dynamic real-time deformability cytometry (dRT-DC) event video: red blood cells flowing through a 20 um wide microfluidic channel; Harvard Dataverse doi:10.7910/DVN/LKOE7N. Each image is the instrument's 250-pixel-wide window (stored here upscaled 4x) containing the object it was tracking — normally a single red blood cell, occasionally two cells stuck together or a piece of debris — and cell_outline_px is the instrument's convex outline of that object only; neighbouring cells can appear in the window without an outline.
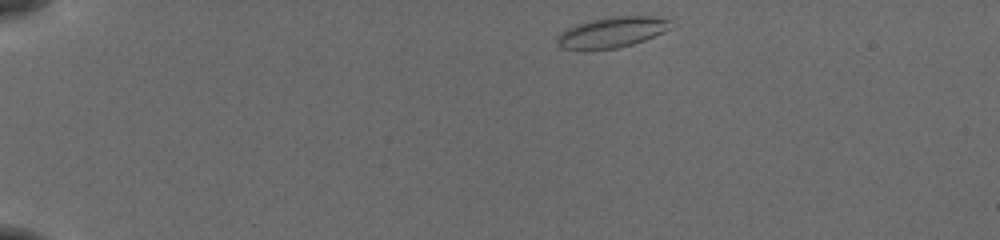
{"species": "common noctule bat (a hibernating species)", "species_latin": "Nyctalus noctula", "temperature_condition": "cold", "stored_images_in_passage": 44, "camera_frame_rate_fps": 3000, "um_per_image_px": 0.085, "animal": {"sex": "female", "body_mass_g": 19.5, "forearm_length_mm": 54.1}, "frame": {"image": 1, "passage_image": 1, "time_ms": 0.0, "image_size_px": [1000, 240], "cell_outline_px": [[672, 28], [664, 32], [644, 40], [632, 44], [616, 48], [584, 52], [560, 48], [556, 44], [556, 36], [560, 32], [576, 24], [592, 20], [612, 16], [652, 16], [672, 20]], "centroid_in_image_um": [51.96, 2.77], "position_along_channel_um": 33.0, "area_um2": 20.87}}
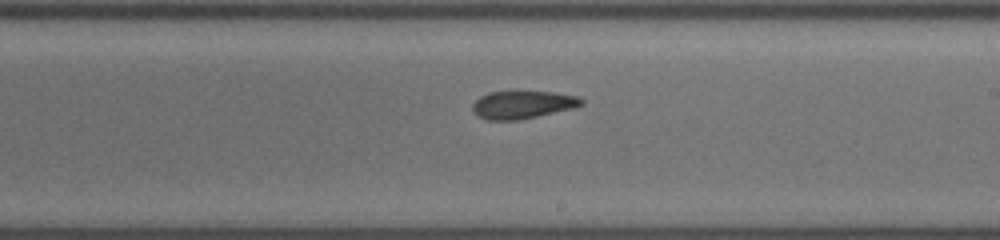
{"frame": {"image": 2, "passage_image": 24, "time_ms": 7.667, "image_size_px": [1000, 240], "cell_outline_px": [[584, 104], [572, 108], [536, 116], [516, 120], [488, 120], [480, 116], [472, 108], [472, 104], [480, 96], [488, 92], [512, 88], [516, 88], [552, 92], [576, 96], [584, 100]], "centroid_in_image_um": [44.39, 8.83], "position_along_channel_um": 244.6, "area_um2": 18.21}}
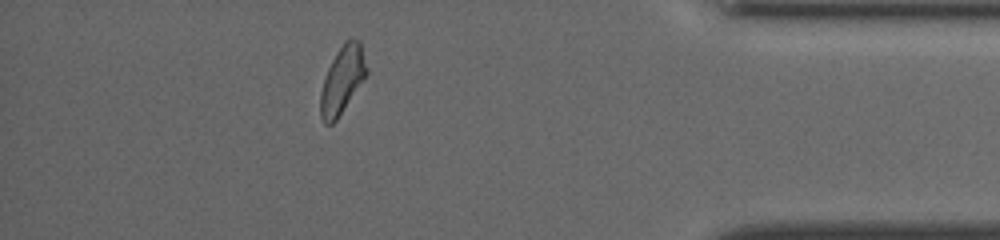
{"frame": {"image": 3, "passage_image": 39, "time_ms": 12.667, "image_size_px": [1000, 240], "cell_outline_px": [[368, 72], [336, 120], [332, 124], [324, 124], [320, 116], [320, 92], [328, 68], [336, 52], [344, 40], [352, 36], [360, 40], [368, 68]], "centroid_in_image_um": [29.1, 6.73], "position_along_channel_um": 406.1, "area_um2": 18.09}, "authors_computed_cell_mechanics": {"area_um2": 18.1492, "velocity_mm_per_s": 3.8476, "shape_relaxation_time_tau1_ms": 7.2828, "shape_relaxation_time_tau2_ms": 1.9516, "deformation_change_tau1": 0.1717, "deformation_change_tau2": 0.0897}}